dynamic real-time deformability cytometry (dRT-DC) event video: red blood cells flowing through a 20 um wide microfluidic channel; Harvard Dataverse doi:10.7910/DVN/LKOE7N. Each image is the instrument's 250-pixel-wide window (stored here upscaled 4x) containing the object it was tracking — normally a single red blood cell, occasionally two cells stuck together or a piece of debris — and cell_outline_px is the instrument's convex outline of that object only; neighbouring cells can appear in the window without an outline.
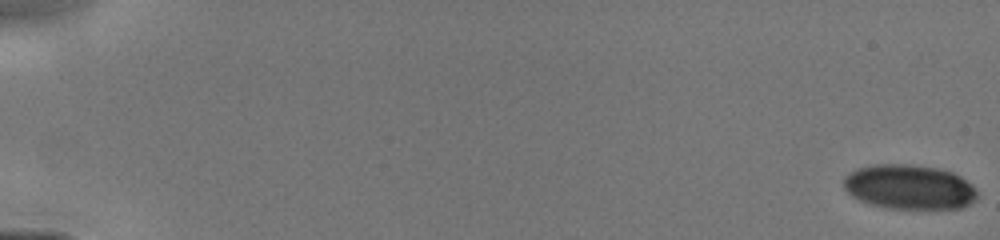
{"species": "human", "species_latin": "Homo sapiens", "temperature_condition": "cold", "stored_images_in_passage": 14, "camera_frame_rate_fps": 3000, "um_per_image_px": 0.085, "donor": {"sex": "male"}, "frame": {"image": 1, "passage_image": 1, "time_ms": 0.0, "image_size_px": [1000, 240], "cell_outline_px": [[976, 200], [960, 208], [884, 208], [860, 200], [852, 196], [844, 188], [844, 176], [856, 168], [872, 164], [908, 164], [936, 168], [952, 172], [960, 176], [972, 184], [976, 192]], "centroid_in_image_um": [77.26, 15.88], "position_along_channel_um": 7.7, "area_um2": 34.62}}